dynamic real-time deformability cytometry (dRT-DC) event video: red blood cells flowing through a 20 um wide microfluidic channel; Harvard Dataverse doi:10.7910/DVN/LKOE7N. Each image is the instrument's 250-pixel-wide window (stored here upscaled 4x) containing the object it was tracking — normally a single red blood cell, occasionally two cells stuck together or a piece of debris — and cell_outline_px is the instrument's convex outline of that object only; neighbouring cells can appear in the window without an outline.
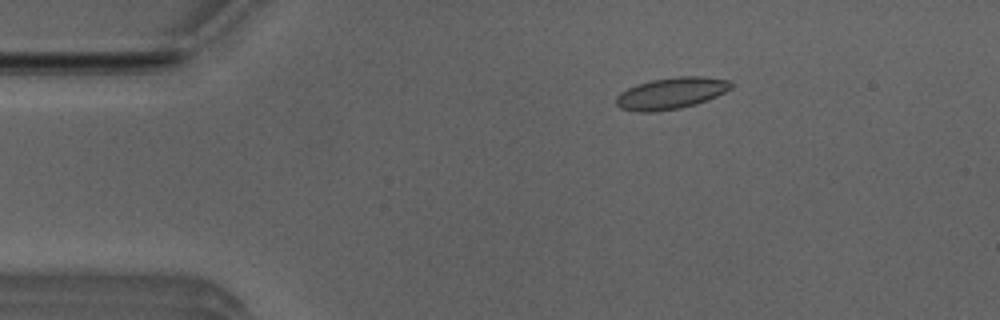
{"species": "Egyptian fruit bat (a non-hibernating species)", "species_latin": "Rousettus aegyptiacus", "temperature_condition": "room temperature", "stored_images_in_passage": 50, "camera_frame_rate_fps": 3000, "um_per_image_px": 0.085, "animal": {"sex": "male"}, "frame": {"image": 1, "passage_image": 7, "time_ms": 2.0, "image_size_px": [1000, 320], "cell_outline_px": [[732, 88], [716, 96], [696, 104], [680, 108], [656, 112], [636, 112], [620, 108], [616, 104], [616, 96], [620, 92], [636, 84], [652, 80], [680, 76], [704, 76], [728, 80], [732, 84]], "centroid_in_image_um": [57.02, 7.93], "position_along_channel_um": 28.0, "area_um2": 21.15}}
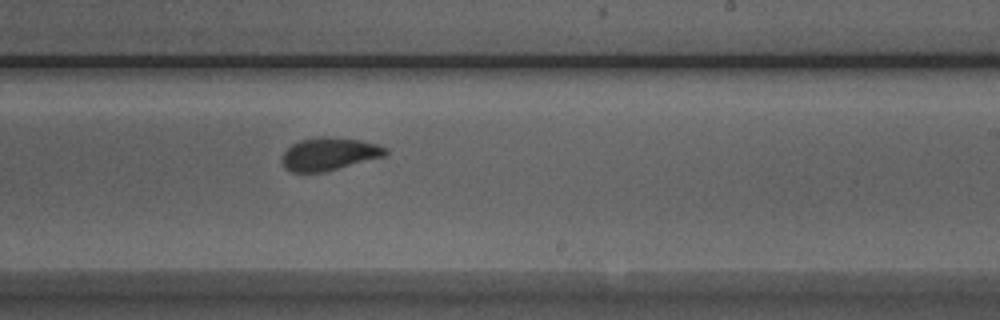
{"frame": {"image": 2, "passage_image": 29, "time_ms": 9.333, "image_size_px": [1000, 320], "cell_outline_px": [[388, 152], [384, 156], [324, 172], [292, 172], [284, 168], [280, 160], [284, 152], [292, 144], [300, 140], [316, 136], [324, 136], [360, 140], [376, 144], [388, 148]], "centroid_in_image_um": [27.94, 13.08], "position_along_channel_um": 261.1, "area_um2": 19.83}}
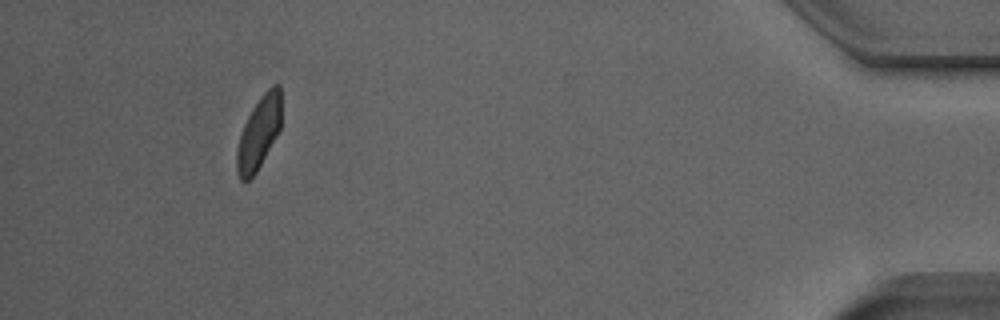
{"frame": {"image": 3, "passage_image": 46, "time_ms": 15.0, "image_size_px": [1000, 320], "cell_outline_px": [[280, 128], [256, 172], [248, 180], [240, 180], [236, 172], [236, 152], [240, 136], [244, 124], [252, 108], [260, 96], [272, 84], [280, 84]], "centroid_in_image_um": [21.98, 11.28], "position_along_channel_um": 413.2, "area_um2": 18.5}, "authors_computed_cell_mechanics": {"area_um2": 19.8543, "velocity_mm_per_s": 3.9272, "shape_relaxation_time_tau1_ms": 3.5016, "shape_relaxation_time_tau2_ms": 0.7914, "deformation_change_tau1": 0.1205, "deformation_change_tau2": 0.0507}}